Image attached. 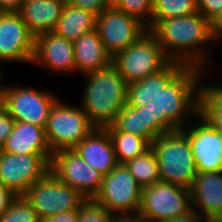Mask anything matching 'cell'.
Listing matches in <instances>:
<instances>
[{
    "label": "cell",
    "mask_w": 222,
    "mask_h": 222,
    "mask_svg": "<svg viewBox=\"0 0 222 222\" xmlns=\"http://www.w3.org/2000/svg\"><path fill=\"white\" fill-rule=\"evenodd\" d=\"M148 30L171 61L207 71L209 53L205 44L214 45L212 24L198 11L187 16L152 20Z\"/></svg>",
    "instance_id": "6da1fadb"
},
{
    "label": "cell",
    "mask_w": 222,
    "mask_h": 222,
    "mask_svg": "<svg viewBox=\"0 0 222 222\" xmlns=\"http://www.w3.org/2000/svg\"><path fill=\"white\" fill-rule=\"evenodd\" d=\"M206 72L198 67L185 66L148 103L153 118L166 132L186 127V121L199 115L201 78Z\"/></svg>",
    "instance_id": "7a4b0ae2"
},
{
    "label": "cell",
    "mask_w": 222,
    "mask_h": 222,
    "mask_svg": "<svg viewBox=\"0 0 222 222\" xmlns=\"http://www.w3.org/2000/svg\"><path fill=\"white\" fill-rule=\"evenodd\" d=\"M84 76L80 105L96 128H105L127 104L128 84L112 63Z\"/></svg>",
    "instance_id": "3957f363"
},
{
    "label": "cell",
    "mask_w": 222,
    "mask_h": 222,
    "mask_svg": "<svg viewBox=\"0 0 222 222\" xmlns=\"http://www.w3.org/2000/svg\"><path fill=\"white\" fill-rule=\"evenodd\" d=\"M151 149L161 181L190 189L198 172L187 135L181 129L166 132L151 143Z\"/></svg>",
    "instance_id": "277c9868"
},
{
    "label": "cell",
    "mask_w": 222,
    "mask_h": 222,
    "mask_svg": "<svg viewBox=\"0 0 222 222\" xmlns=\"http://www.w3.org/2000/svg\"><path fill=\"white\" fill-rule=\"evenodd\" d=\"M58 99L52 106L45 135L54 154L62 150H73L96 127L90 122L82 107H72Z\"/></svg>",
    "instance_id": "5b68a950"
},
{
    "label": "cell",
    "mask_w": 222,
    "mask_h": 222,
    "mask_svg": "<svg viewBox=\"0 0 222 222\" xmlns=\"http://www.w3.org/2000/svg\"><path fill=\"white\" fill-rule=\"evenodd\" d=\"M171 60L148 30L137 41L112 58V64L127 84L140 81L165 68Z\"/></svg>",
    "instance_id": "8992f818"
},
{
    "label": "cell",
    "mask_w": 222,
    "mask_h": 222,
    "mask_svg": "<svg viewBox=\"0 0 222 222\" xmlns=\"http://www.w3.org/2000/svg\"><path fill=\"white\" fill-rule=\"evenodd\" d=\"M192 208L190 189L158 181L143 187L138 215L149 222L173 219Z\"/></svg>",
    "instance_id": "52a82bcc"
},
{
    "label": "cell",
    "mask_w": 222,
    "mask_h": 222,
    "mask_svg": "<svg viewBox=\"0 0 222 222\" xmlns=\"http://www.w3.org/2000/svg\"><path fill=\"white\" fill-rule=\"evenodd\" d=\"M142 188L125 164H118L104 175L94 199L115 215H138Z\"/></svg>",
    "instance_id": "ba28073f"
},
{
    "label": "cell",
    "mask_w": 222,
    "mask_h": 222,
    "mask_svg": "<svg viewBox=\"0 0 222 222\" xmlns=\"http://www.w3.org/2000/svg\"><path fill=\"white\" fill-rule=\"evenodd\" d=\"M59 99L51 91L28 86H6L3 106L15 121L46 128L52 106Z\"/></svg>",
    "instance_id": "9c48e42d"
},
{
    "label": "cell",
    "mask_w": 222,
    "mask_h": 222,
    "mask_svg": "<svg viewBox=\"0 0 222 222\" xmlns=\"http://www.w3.org/2000/svg\"><path fill=\"white\" fill-rule=\"evenodd\" d=\"M96 30L105 50L113 58L145 34L148 27L110 5L97 16Z\"/></svg>",
    "instance_id": "30bf717a"
},
{
    "label": "cell",
    "mask_w": 222,
    "mask_h": 222,
    "mask_svg": "<svg viewBox=\"0 0 222 222\" xmlns=\"http://www.w3.org/2000/svg\"><path fill=\"white\" fill-rule=\"evenodd\" d=\"M24 196L30 201L40 219L59 212L79 209L85 199L76 189L63 183L50 171L34 183Z\"/></svg>",
    "instance_id": "8fae6325"
},
{
    "label": "cell",
    "mask_w": 222,
    "mask_h": 222,
    "mask_svg": "<svg viewBox=\"0 0 222 222\" xmlns=\"http://www.w3.org/2000/svg\"><path fill=\"white\" fill-rule=\"evenodd\" d=\"M52 155H19L0 149V181L17 195L28 189L50 171Z\"/></svg>",
    "instance_id": "7c38bea8"
},
{
    "label": "cell",
    "mask_w": 222,
    "mask_h": 222,
    "mask_svg": "<svg viewBox=\"0 0 222 222\" xmlns=\"http://www.w3.org/2000/svg\"><path fill=\"white\" fill-rule=\"evenodd\" d=\"M50 172L84 198H94L99 192L104 175L77 155L73 150H62L52 155Z\"/></svg>",
    "instance_id": "4fadbf2b"
},
{
    "label": "cell",
    "mask_w": 222,
    "mask_h": 222,
    "mask_svg": "<svg viewBox=\"0 0 222 222\" xmlns=\"http://www.w3.org/2000/svg\"><path fill=\"white\" fill-rule=\"evenodd\" d=\"M181 130L187 135L197 172L222 171V132L200 114ZM196 121V122H195Z\"/></svg>",
    "instance_id": "5bb4252c"
},
{
    "label": "cell",
    "mask_w": 222,
    "mask_h": 222,
    "mask_svg": "<svg viewBox=\"0 0 222 222\" xmlns=\"http://www.w3.org/2000/svg\"><path fill=\"white\" fill-rule=\"evenodd\" d=\"M34 43L35 37L18 12L0 13V62L31 64Z\"/></svg>",
    "instance_id": "9a60e30c"
},
{
    "label": "cell",
    "mask_w": 222,
    "mask_h": 222,
    "mask_svg": "<svg viewBox=\"0 0 222 222\" xmlns=\"http://www.w3.org/2000/svg\"><path fill=\"white\" fill-rule=\"evenodd\" d=\"M190 194L192 208L205 222L222 220V171L198 172Z\"/></svg>",
    "instance_id": "2e32d148"
},
{
    "label": "cell",
    "mask_w": 222,
    "mask_h": 222,
    "mask_svg": "<svg viewBox=\"0 0 222 222\" xmlns=\"http://www.w3.org/2000/svg\"><path fill=\"white\" fill-rule=\"evenodd\" d=\"M32 64L45 66L55 72L74 73L76 68L73 42L54 32L39 34L35 37Z\"/></svg>",
    "instance_id": "e0dca14e"
},
{
    "label": "cell",
    "mask_w": 222,
    "mask_h": 222,
    "mask_svg": "<svg viewBox=\"0 0 222 222\" xmlns=\"http://www.w3.org/2000/svg\"><path fill=\"white\" fill-rule=\"evenodd\" d=\"M107 131H122L138 135L150 144L166 131L153 118L152 108L125 105L116 115L114 121L107 127Z\"/></svg>",
    "instance_id": "ac0fdd59"
},
{
    "label": "cell",
    "mask_w": 222,
    "mask_h": 222,
    "mask_svg": "<svg viewBox=\"0 0 222 222\" xmlns=\"http://www.w3.org/2000/svg\"><path fill=\"white\" fill-rule=\"evenodd\" d=\"M73 151L103 175L118 165L112 139L105 128H95Z\"/></svg>",
    "instance_id": "d6986e66"
},
{
    "label": "cell",
    "mask_w": 222,
    "mask_h": 222,
    "mask_svg": "<svg viewBox=\"0 0 222 222\" xmlns=\"http://www.w3.org/2000/svg\"><path fill=\"white\" fill-rule=\"evenodd\" d=\"M65 4L64 0H24L18 13L28 31L36 37L53 32Z\"/></svg>",
    "instance_id": "ffe728a7"
},
{
    "label": "cell",
    "mask_w": 222,
    "mask_h": 222,
    "mask_svg": "<svg viewBox=\"0 0 222 222\" xmlns=\"http://www.w3.org/2000/svg\"><path fill=\"white\" fill-rule=\"evenodd\" d=\"M1 150L19 155H53L46 140L45 128L20 121H15L12 133Z\"/></svg>",
    "instance_id": "44dd1931"
},
{
    "label": "cell",
    "mask_w": 222,
    "mask_h": 222,
    "mask_svg": "<svg viewBox=\"0 0 222 222\" xmlns=\"http://www.w3.org/2000/svg\"><path fill=\"white\" fill-rule=\"evenodd\" d=\"M73 51L76 72L81 75L96 72L112 63L96 29L75 40Z\"/></svg>",
    "instance_id": "7402d4cb"
},
{
    "label": "cell",
    "mask_w": 222,
    "mask_h": 222,
    "mask_svg": "<svg viewBox=\"0 0 222 222\" xmlns=\"http://www.w3.org/2000/svg\"><path fill=\"white\" fill-rule=\"evenodd\" d=\"M184 67L185 65L180 62L171 61L156 74L128 84L127 105L133 107L146 106Z\"/></svg>",
    "instance_id": "603a6c76"
},
{
    "label": "cell",
    "mask_w": 222,
    "mask_h": 222,
    "mask_svg": "<svg viewBox=\"0 0 222 222\" xmlns=\"http://www.w3.org/2000/svg\"><path fill=\"white\" fill-rule=\"evenodd\" d=\"M97 16L66 2L53 32L74 42L82 35L96 29Z\"/></svg>",
    "instance_id": "cb8c5ba5"
},
{
    "label": "cell",
    "mask_w": 222,
    "mask_h": 222,
    "mask_svg": "<svg viewBox=\"0 0 222 222\" xmlns=\"http://www.w3.org/2000/svg\"><path fill=\"white\" fill-rule=\"evenodd\" d=\"M108 133L112 139L118 164H125L151 148V144L138 135L122 131H108Z\"/></svg>",
    "instance_id": "d4e9b609"
},
{
    "label": "cell",
    "mask_w": 222,
    "mask_h": 222,
    "mask_svg": "<svg viewBox=\"0 0 222 222\" xmlns=\"http://www.w3.org/2000/svg\"><path fill=\"white\" fill-rule=\"evenodd\" d=\"M125 166L129 169L141 188L161 181L157 158L151 148L142 155L128 160Z\"/></svg>",
    "instance_id": "484cf974"
},
{
    "label": "cell",
    "mask_w": 222,
    "mask_h": 222,
    "mask_svg": "<svg viewBox=\"0 0 222 222\" xmlns=\"http://www.w3.org/2000/svg\"><path fill=\"white\" fill-rule=\"evenodd\" d=\"M216 130L222 132V89L212 84H203L200 92V111Z\"/></svg>",
    "instance_id": "4316f807"
},
{
    "label": "cell",
    "mask_w": 222,
    "mask_h": 222,
    "mask_svg": "<svg viewBox=\"0 0 222 222\" xmlns=\"http://www.w3.org/2000/svg\"><path fill=\"white\" fill-rule=\"evenodd\" d=\"M197 12V0H153L152 20L187 16Z\"/></svg>",
    "instance_id": "83f0119b"
},
{
    "label": "cell",
    "mask_w": 222,
    "mask_h": 222,
    "mask_svg": "<svg viewBox=\"0 0 222 222\" xmlns=\"http://www.w3.org/2000/svg\"><path fill=\"white\" fill-rule=\"evenodd\" d=\"M0 222H40V217L30 201L24 195H18L0 215Z\"/></svg>",
    "instance_id": "f1b7e54d"
},
{
    "label": "cell",
    "mask_w": 222,
    "mask_h": 222,
    "mask_svg": "<svg viewBox=\"0 0 222 222\" xmlns=\"http://www.w3.org/2000/svg\"><path fill=\"white\" fill-rule=\"evenodd\" d=\"M115 217L94 198H85L79 205L77 222H113Z\"/></svg>",
    "instance_id": "f546056e"
},
{
    "label": "cell",
    "mask_w": 222,
    "mask_h": 222,
    "mask_svg": "<svg viewBox=\"0 0 222 222\" xmlns=\"http://www.w3.org/2000/svg\"><path fill=\"white\" fill-rule=\"evenodd\" d=\"M112 5L139 19L148 28L152 23L153 0H112Z\"/></svg>",
    "instance_id": "4dcf8cb0"
},
{
    "label": "cell",
    "mask_w": 222,
    "mask_h": 222,
    "mask_svg": "<svg viewBox=\"0 0 222 222\" xmlns=\"http://www.w3.org/2000/svg\"><path fill=\"white\" fill-rule=\"evenodd\" d=\"M197 11L213 24L222 14V0H197Z\"/></svg>",
    "instance_id": "1f68e13d"
},
{
    "label": "cell",
    "mask_w": 222,
    "mask_h": 222,
    "mask_svg": "<svg viewBox=\"0 0 222 222\" xmlns=\"http://www.w3.org/2000/svg\"><path fill=\"white\" fill-rule=\"evenodd\" d=\"M67 3L98 16L103 10L112 5V0H67Z\"/></svg>",
    "instance_id": "d6a6232c"
},
{
    "label": "cell",
    "mask_w": 222,
    "mask_h": 222,
    "mask_svg": "<svg viewBox=\"0 0 222 222\" xmlns=\"http://www.w3.org/2000/svg\"><path fill=\"white\" fill-rule=\"evenodd\" d=\"M15 120L3 106L0 108V149L12 133Z\"/></svg>",
    "instance_id": "836d02e7"
},
{
    "label": "cell",
    "mask_w": 222,
    "mask_h": 222,
    "mask_svg": "<svg viewBox=\"0 0 222 222\" xmlns=\"http://www.w3.org/2000/svg\"><path fill=\"white\" fill-rule=\"evenodd\" d=\"M18 195L0 181V215H2Z\"/></svg>",
    "instance_id": "e575fe53"
},
{
    "label": "cell",
    "mask_w": 222,
    "mask_h": 222,
    "mask_svg": "<svg viewBox=\"0 0 222 222\" xmlns=\"http://www.w3.org/2000/svg\"><path fill=\"white\" fill-rule=\"evenodd\" d=\"M78 210L79 209H72L70 211L59 212L55 215L40 219V222H77Z\"/></svg>",
    "instance_id": "d590c367"
},
{
    "label": "cell",
    "mask_w": 222,
    "mask_h": 222,
    "mask_svg": "<svg viewBox=\"0 0 222 222\" xmlns=\"http://www.w3.org/2000/svg\"><path fill=\"white\" fill-rule=\"evenodd\" d=\"M162 222H205L197 211L191 208L189 211L176 216L173 219L165 220Z\"/></svg>",
    "instance_id": "8d00e7d4"
},
{
    "label": "cell",
    "mask_w": 222,
    "mask_h": 222,
    "mask_svg": "<svg viewBox=\"0 0 222 222\" xmlns=\"http://www.w3.org/2000/svg\"><path fill=\"white\" fill-rule=\"evenodd\" d=\"M24 0H0V13L18 12Z\"/></svg>",
    "instance_id": "74e56055"
},
{
    "label": "cell",
    "mask_w": 222,
    "mask_h": 222,
    "mask_svg": "<svg viewBox=\"0 0 222 222\" xmlns=\"http://www.w3.org/2000/svg\"><path fill=\"white\" fill-rule=\"evenodd\" d=\"M212 36L214 43H217L222 37V14L212 24Z\"/></svg>",
    "instance_id": "f35d334b"
},
{
    "label": "cell",
    "mask_w": 222,
    "mask_h": 222,
    "mask_svg": "<svg viewBox=\"0 0 222 222\" xmlns=\"http://www.w3.org/2000/svg\"><path fill=\"white\" fill-rule=\"evenodd\" d=\"M113 222H149L140 215H116Z\"/></svg>",
    "instance_id": "ab89813d"
},
{
    "label": "cell",
    "mask_w": 222,
    "mask_h": 222,
    "mask_svg": "<svg viewBox=\"0 0 222 222\" xmlns=\"http://www.w3.org/2000/svg\"><path fill=\"white\" fill-rule=\"evenodd\" d=\"M1 64H2V63L0 62V92H4V89H5V87H6V84L3 86L2 83H1V82H2V81H1V80H2V78H1L2 76H1V75H2V73H3V72H2L3 70L1 69V68H2Z\"/></svg>",
    "instance_id": "60d3db41"
},
{
    "label": "cell",
    "mask_w": 222,
    "mask_h": 222,
    "mask_svg": "<svg viewBox=\"0 0 222 222\" xmlns=\"http://www.w3.org/2000/svg\"><path fill=\"white\" fill-rule=\"evenodd\" d=\"M3 93L4 92H0V108L3 107Z\"/></svg>",
    "instance_id": "b9f144b4"
},
{
    "label": "cell",
    "mask_w": 222,
    "mask_h": 222,
    "mask_svg": "<svg viewBox=\"0 0 222 222\" xmlns=\"http://www.w3.org/2000/svg\"><path fill=\"white\" fill-rule=\"evenodd\" d=\"M215 84H216L217 87L222 89V85H219V84L217 85V83H215Z\"/></svg>",
    "instance_id": "7bdbcfd3"
}]
</instances>
